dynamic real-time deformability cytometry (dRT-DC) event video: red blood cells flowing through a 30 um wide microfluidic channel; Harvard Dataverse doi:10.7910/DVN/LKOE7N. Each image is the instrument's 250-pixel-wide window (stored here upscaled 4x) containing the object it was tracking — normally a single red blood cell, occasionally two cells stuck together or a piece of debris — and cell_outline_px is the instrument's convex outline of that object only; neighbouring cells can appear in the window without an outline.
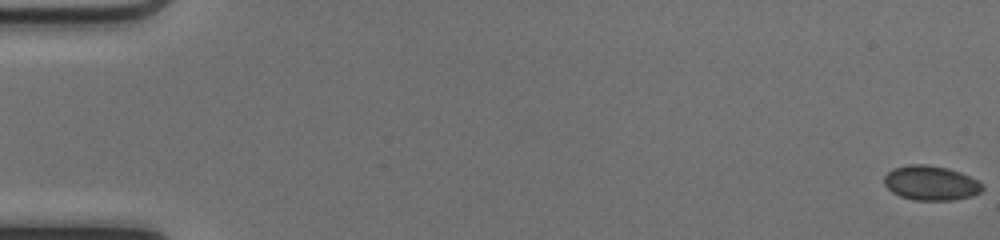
{"species": "common noctule bat (a hibernating species)", "species_latin": "Nyctalus noctula", "temperature_condition": "cold", "stored_images_in_passage": 51, "camera_frame_rate_fps": 3000, "um_per_image_px": 0.085, "animal": {"sex": "female", "body_mass_g": 17.0, "forearm_length_mm": 48.0}, "frame": {"image": 1, "passage_image": 1, "time_ms": 0.0, "image_size_px": [1000, 240], "cell_outline_px": [[984, 188], [980, 192], [972, 196], [952, 200], [916, 200], [900, 196], [892, 192], [884, 184], [884, 176], [892, 168], [908, 164], [928, 164], [948, 168], [960, 172], [984, 184]], "centroid_in_image_um": [79.11, 15.54], "position_along_channel_um": 5.9, "area_um2": 19.88}}
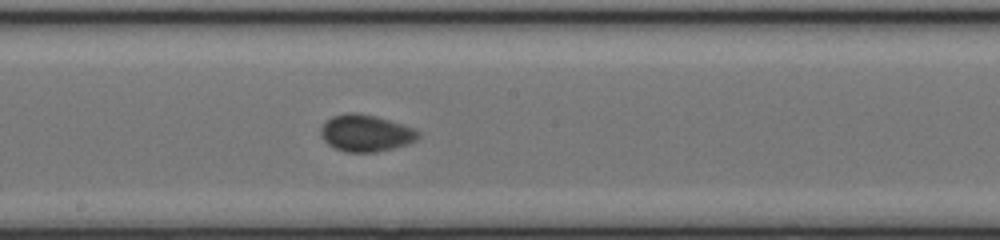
{"frame": {"image": 2, "passage_image": 29, "time_ms": 9.333, "image_size_px": [1000, 240], "cell_outline_px": [[420, 136], [416, 140], [408, 144], [376, 152], [344, 152], [328, 144], [320, 136], [320, 128], [324, 120], [332, 116], [348, 112], [356, 112], [376, 116], [416, 128], [420, 132]], "centroid_in_image_um": [31.08, 11.3], "position_along_channel_um": 217.1, "area_um2": 21.21}}
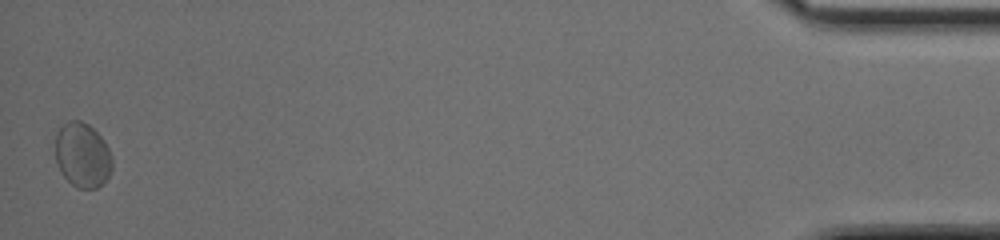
{"frame": {"image": 3, "passage_image": 51, "time_ms": 16.667, "image_size_px": [1000, 240], "cell_outline_px": [[112, 168], [108, 176], [96, 188], [76, 188], [60, 172], [56, 160], [56, 136], [60, 128], [68, 120], [80, 120], [88, 124], [104, 140], [112, 156]], "centroid_in_image_um": [7.01, 13.18], "position_along_channel_um": 428.2, "area_um2": 21.27}, "authors_computed_cell_mechanics": {"area_um2": 19.7676, "velocity_mm_per_s": 4.1552, "shape_relaxation_time_tau1_ms": 1.2785, "shape_relaxation_time_tau2_ms": 2.3362, "deformation_change_tau1": 0.0361, "deformation_change_tau2": 0.0499}}